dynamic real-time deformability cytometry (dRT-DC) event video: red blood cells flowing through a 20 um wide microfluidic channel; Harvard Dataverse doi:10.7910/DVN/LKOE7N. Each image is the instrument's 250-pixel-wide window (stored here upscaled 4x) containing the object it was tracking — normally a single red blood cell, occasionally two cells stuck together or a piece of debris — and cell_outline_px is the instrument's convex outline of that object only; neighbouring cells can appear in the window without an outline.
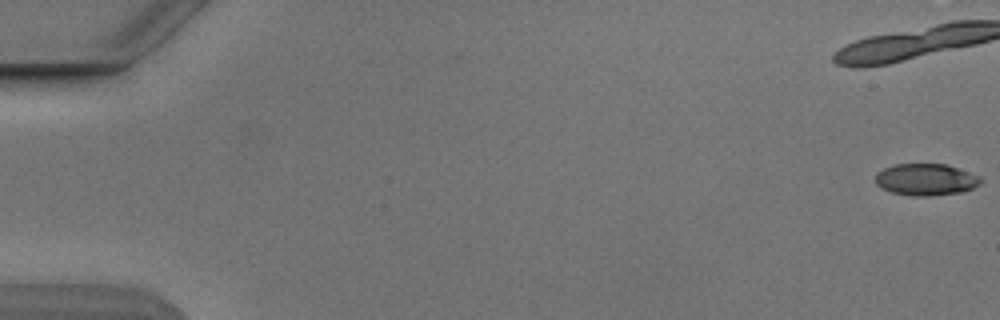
{"species": "Egyptian fruit bat (a non-hibernating species)", "species_latin": "Rousettus aegyptiacus", "temperature_condition": "cold", "stored_images_in_passage": 44, "camera_frame_rate_fps": 3000, "um_per_image_px": 0.085, "animal": {"sex": "male"}, "frame": {"image": 1, "passage_image": 1, "time_ms": 0.0, "image_size_px": [1000, 320], "cell_outline_px": [[980, 184], [972, 188], [960, 192], [928, 196], [916, 196], [892, 192], [880, 188], [876, 184], [876, 172], [892, 164], [948, 164], [980, 176]], "centroid_in_image_um": [78.67, 15.25], "position_along_channel_um": 6.3, "area_um2": 19.48}}